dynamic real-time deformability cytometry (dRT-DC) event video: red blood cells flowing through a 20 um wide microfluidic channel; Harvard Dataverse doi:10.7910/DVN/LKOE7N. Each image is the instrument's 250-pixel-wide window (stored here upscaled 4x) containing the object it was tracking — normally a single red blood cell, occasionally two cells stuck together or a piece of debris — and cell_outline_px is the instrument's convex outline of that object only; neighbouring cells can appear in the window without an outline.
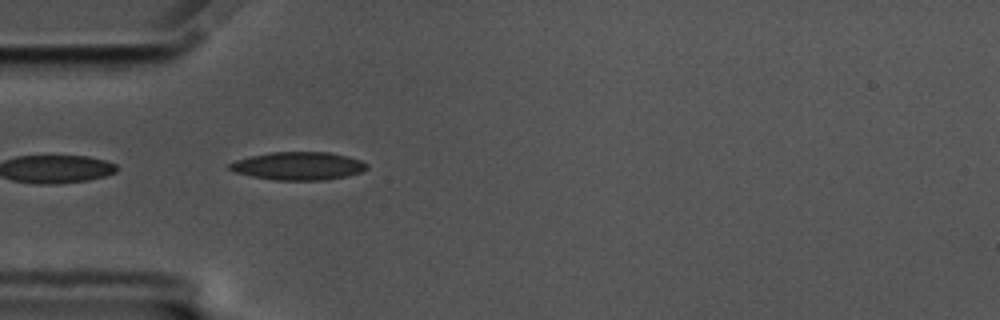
{"species": "common noctule bat (a hibernating species)", "species_latin": "Nyctalus noctula", "temperature_condition": "cold", "stored_images_in_passage": 3, "camera_frame_rate_fps": 3000, "um_per_image_px": 0.085, "animal": {"sex": "male", "body_mass_g": 17.5, "forearm_length_mm": 52.3}, "frame": {"image": 1, "passage_image": 1, "time_ms": 0.0, "image_size_px": [1000, 320], "cell_outline_px": [[368, 168], [360, 172], [348, 176], [324, 180], [276, 180], [252, 176], [232, 172], [228, 168], [228, 164], [236, 160], [248, 156], [272, 152], [328, 152], [348, 156], [360, 160], [368, 164]], "centroid_in_image_um": [25.34, 14.1], "position_along_channel_um": 59.7, "area_um2": 22.54}}